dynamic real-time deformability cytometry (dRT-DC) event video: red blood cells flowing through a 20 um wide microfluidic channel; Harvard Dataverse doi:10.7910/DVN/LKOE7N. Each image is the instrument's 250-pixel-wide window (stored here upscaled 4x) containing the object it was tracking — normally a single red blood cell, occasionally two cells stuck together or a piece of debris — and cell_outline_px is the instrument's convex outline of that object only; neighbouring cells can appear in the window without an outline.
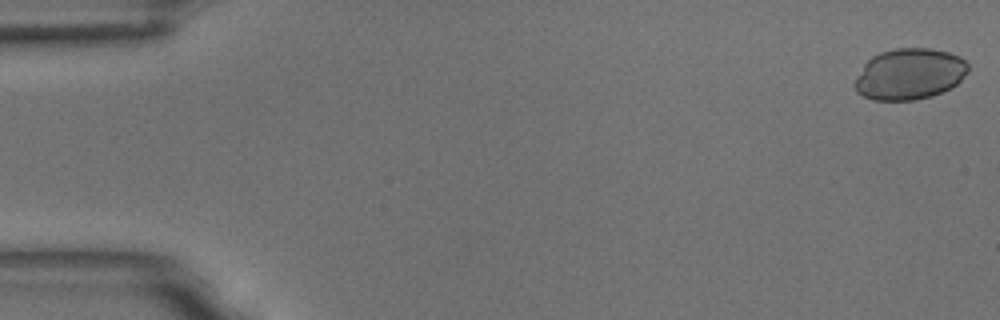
{"species": "common noctule bat (a hibernating species)", "species_latin": "Nyctalus noctula", "temperature_condition": "room temperature", "stored_images_in_passage": 5, "camera_frame_rate_fps": 3000, "um_per_image_px": 0.085, "animal": {"sex": "male", "body_mass_g": 18.8}, "frame": {"image": 1, "passage_image": 1, "time_ms": 0.0, "image_size_px": [1000, 320], "cell_outline_px": [[968, 72], [956, 84], [932, 96], [916, 100], [872, 100], [856, 92], [852, 84], [856, 76], [864, 64], [872, 56], [880, 52], [896, 48], [932, 48], [948, 52], [960, 56], [968, 64]], "centroid_in_image_um": [77.27, 6.29], "position_along_channel_um": 7.7, "area_um2": 33.99}}